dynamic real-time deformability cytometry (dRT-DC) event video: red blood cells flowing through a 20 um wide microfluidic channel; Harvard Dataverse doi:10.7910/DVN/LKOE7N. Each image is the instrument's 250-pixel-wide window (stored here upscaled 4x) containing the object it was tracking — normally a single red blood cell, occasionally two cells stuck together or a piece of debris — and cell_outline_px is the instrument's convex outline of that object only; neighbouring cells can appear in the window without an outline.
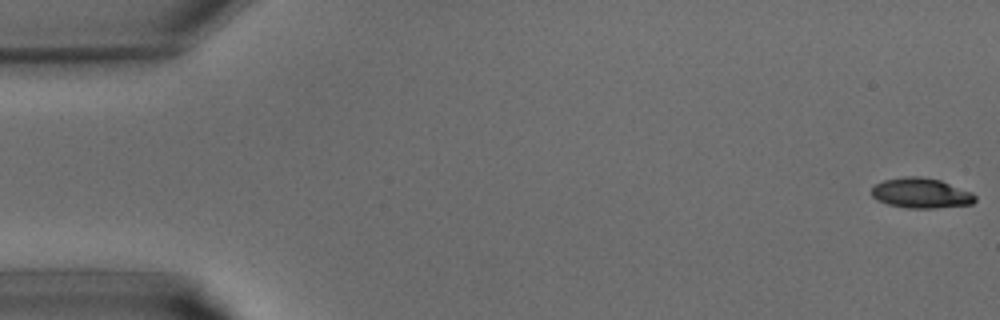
{"species": "common noctule bat (a hibernating species)", "species_latin": "Nyctalus noctula", "temperature_condition": "warm", "stored_images_in_passage": 42, "camera_frame_rate_fps": 3000, "um_per_image_px": 0.085, "animal": {"sex": "male", "body_mass_g": 15.6}, "frame": {"image": 1, "passage_image": 1, "time_ms": 0.0, "image_size_px": [1000, 320], "cell_outline_px": [[976, 200], [972, 204], [936, 208], [908, 208], [888, 204], [876, 200], [872, 196], [872, 188], [876, 184], [884, 180], [904, 176], [920, 176], [940, 180], [972, 192], [976, 196]], "centroid_in_image_um": [78.29, 16.41], "position_along_channel_um": 6.7, "area_um2": 18.21}}
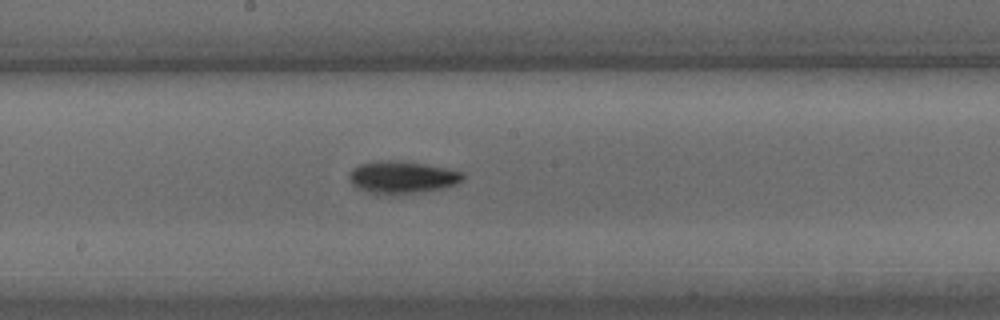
{"frame": {"image": 2, "passage_image": 22, "time_ms": 7.0, "image_size_px": [1000, 320], "cell_outline_px": [[464, 180], [456, 184], [440, 188], [416, 192], [368, 192], [352, 184], [348, 176], [352, 168], [360, 164], [388, 160], [392, 160], [424, 164], [448, 168], [464, 172]], "centroid_in_image_um": [34.22, 15.03], "position_along_channel_um": 214.0, "area_um2": 20.63}}
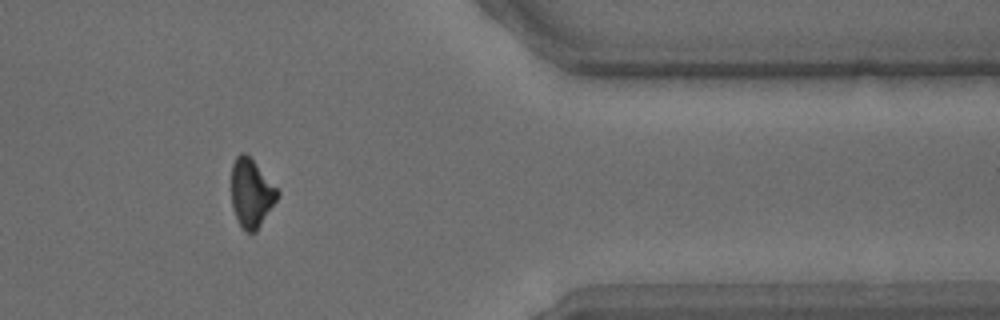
{"frame": {"image": 3, "passage_image": 34, "time_ms": 11.0, "image_size_px": [1000, 320], "cell_outline_px": [[280, 192], [276, 200], [256, 232], [248, 232], [240, 224], [236, 216], [232, 204], [232, 164], [236, 156], [240, 152], [244, 152], [252, 160]], "centroid_in_image_um": [21.35, 16.4], "position_along_channel_um": 390.1, "area_um2": 17.8}}